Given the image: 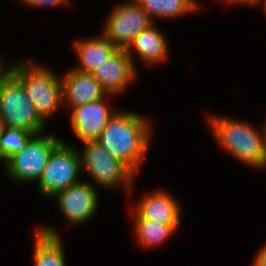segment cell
<instances>
[{
    "label": "cell",
    "mask_w": 266,
    "mask_h": 266,
    "mask_svg": "<svg viewBox=\"0 0 266 266\" xmlns=\"http://www.w3.org/2000/svg\"><path fill=\"white\" fill-rule=\"evenodd\" d=\"M150 132L149 123L140 115L116 111L97 141L136 173L145 159Z\"/></svg>",
    "instance_id": "6da1fadb"
},
{
    "label": "cell",
    "mask_w": 266,
    "mask_h": 266,
    "mask_svg": "<svg viewBox=\"0 0 266 266\" xmlns=\"http://www.w3.org/2000/svg\"><path fill=\"white\" fill-rule=\"evenodd\" d=\"M210 125L220 145L248 165L266 166V125L259 133L250 125L222 117H209Z\"/></svg>",
    "instance_id": "7a4b0ae2"
},
{
    "label": "cell",
    "mask_w": 266,
    "mask_h": 266,
    "mask_svg": "<svg viewBox=\"0 0 266 266\" xmlns=\"http://www.w3.org/2000/svg\"><path fill=\"white\" fill-rule=\"evenodd\" d=\"M7 70L22 84L27 99L44 121L63 104L61 79L48 68L31 66L26 60Z\"/></svg>",
    "instance_id": "3957f363"
},
{
    "label": "cell",
    "mask_w": 266,
    "mask_h": 266,
    "mask_svg": "<svg viewBox=\"0 0 266 266\" xmlns=\"http://www.w3.org/2000/svg\"><path fill=\"white\" fill-rule=\"evenodd\" d=\"M0 119L6 128L28 131L33 135L41 134L45 125L27 99L22 84L7 69L0 76Z\"/></svg>",
    "instance_id": "277c9868"
},
{
    "label": "cell",
    "mask_w": 266,
    "mask_h": 266,
    "mask_svg": "<svg viewBox=\"0 0 266 266\" xmlns=\"http://www.w3.org/2000/svg\"><path fill=\"white\" fill-rule=\"evenodd\" d=\"M83 143L81 168L90 173L96 183L110 188L120 183L125 189L131 188L135 173L126 164L113 157L97 140Z\"/></svg>",
    "instance_id": "5b68a950"
},
{
    "label": "cell",
    "mask_w": 266,
    "mask_h": 266,
    "mask_svg": "<svg viewBox=\"0 0 266 266\" xmlns=\"http://www.w3.org/2000/svg\"><path fill=\"white\" fill-rule=\"evenodd\" d=\"M62 142L53 135H33L25 147L5 161L8 174L17 181H39L53 150Z\"/></svg>",
    "instance_id": "8992f818"
},
{
    "label": "cell",
    "mask_w": 266,
    "mask_h": 266,
    "mask_svg": "<svg viewBox=\"0 0 266 266\" xmlns=\"http://www.w3.org/2000/svg\"><path fill=\"white\" fill-rule=\"evenodd\" d=\"M81 169L80 154L62 141L53 150L45 165L38 181L39 191L43 196H55L80 181L78 173Z\"/></svg>",
    "instance_id": "52a82bcc"
},
{
    "label": "cell",
    "mask_w": 266,
    "mask_h": 266,
    "mask_svg": "<svg viewBox=\"0 0 266 266\" xmlns=\"http://www.w3.org/2000/svg\"><path fill=\"white\" fill-rule=\"evenodd\" d=\"M106 23L103 35L118 49H126L136 35L153 25L136 0L117 5Z\"/></svg>",
    "instance_id": "ba28073f"
},
{
    "label": "cell",
    "mask_w": 266,
    "mask_h": 266,
    "mask_svg": "<svg viewBox=\"0 0 266 266\" xmlns=\"http://www.w3.org/2000/svg\"><path fill=\"white\" fill-rule=\"evenodd\" d=\"M54 197H57L60 211L73 224L87 221L97 210L98 194L87 182L79 181Z\"/></svg>",
    "instance_id": "9c48e42d"
},
{
    "label": "cell",
    "mask_w": 266,
    "mask_h": 266,
    "mask_svg": "<svg viewBox=\"0 0 266 266\" xmlns=\"http://www.w3.org/2000/svg\"><path fill=\"white\" fill-rule=\"evenodd\" d=\"M103 100L72 109L71 125L80 141L97 140L107 126L108 120L115 114V111H111Z\"/></svg>",
    "instance_id": "30bf717a"
},
{
    "label": "cell",
    "mask_w": 266,
    "mask_h": 266,
    "mask_svg": "<svg viewBox=\"0 0 266 266\" xmlns=\"http://www.w3.org/2000/svg\"><path fill=\"white\" fill-rule=\"evenodd\" d=\"M125 49H118L91 73L108 94L118 93L132 81L135 68Z\"/></svg>",
    "instance_id": "8fae6325"
},
{
    "label": "cell",
    "mask_w": 266,
    "mask_h": 266,
    "mask_svg": "<svg viewBox=\"0 0 266 266\" xmlns=\"http://www.w3.org/2000/svg\"><path fill=\"white\" fill-rule=\"evenodd\" d=\"M63 100L71 104V108L103 99L107 92L91 73L70 70L62 78Z\"/></svg>",
    "instance_id": "7c38bea8"
},
{
    "label": "cell",
    "mask_w": 266,
    "mask_h": 266,
    "mask_svg": "<svg viewBox=\"0 0 266 266\" xmlns=\"http://www.w3.org/2000/svg\"><path fill=\"white\" fill-rule=\"evenodd\" d=\"M136 212L141 218L160 224H180V208L168 193L156 191L142 198Z\"/></svg>",
    "instance_id": "4fadbf2b"
},
{
    "label": "cell",
    "mask_w": 266,
    "mask_h": 266,
    "mask_svg": "<svg viewBox=\"0 0 266 266\" xmlns=\"http://www.w3.org/2000/svg\"><path fill=\"white\" fill-rule=\"evenodd\" d=\"M165 39L164 35L151 25L136 35L125 50L131 57V50L135 48L137 55L147 64L160 63L166 60L168 54L167 40Z\"/></svg>",
    "instance_id": "5bb4252c"
},
{
    "label": "cell",
    "mask_w": 266,
    "mask_h": 266,
    "mask_svg": "<svg viewBox=\"0 0 266 266\" xmlns=\"http://www.w3.org/2000/svg\"><path fill=\"white\" fill-rule=\"evenodd\" d=\"M74 45L81 61L80 66L74 69L86 73H92L118 50L104 35L97 39L75 41Z\"/></svg>",
    "instance_id": "9a60e30c"
},
{
    "label": "cell",
    "mask_w": 266,
    "mask_h": 266,
    "mask_svg": "<svg viewBox=\"0 0 266 266\" xmlns=\"http://www.w3.org/2000/svg\"><path fill=\"white\" fill-rule=\"evenodd\" d=\"M36 232L34 260L35 266H65L62 242L50 227H40Z\"/></svg>",
    "instance_id": "2e32d148"
},
{
    "label": "cell",
    "mask_w": 266,
    "mask_h": 266,
    "mask_svg": "<svg viewBox=\"0 0 266 266\" xmlns=\"http://www.w3.org/2000/svg\"><path fill=\"white\" fill-rule=\"evenodd\" d=\"M153 21V16L174 18L198 9L195 0H136ZM198 7V8H197Z\"/></svg>",
    "instance_id": "e0dca14e"
},
{
    "label": "cell",
    "mask_w": 266,
    "mask_h": 266,
    "mask_svg": "<svg viewBox=\"0 0 266 266\" xmlns=\"http://www.w3.org/2000/svg\"><path fill=\"white\" fill-rule=\"evenodd\" d=\"M135 228L139 243L143 247H152L165 241L175 232L179 224H158L135 214Z\"/></svg>",
    "instance_id": "ac0fdd59"
},
{
    "label": "cell",
    "mask_w": 266,
    "mask_h": 266,
    "mask_svg": "<svg viewBox=\"0 0 266 266\" xmlns=\"http://www.w3.org/2000/svg\"><path fill=\"white\" fill-rule=\"evenodd\" d=\"M32 136L28 131L5 127L0 139V159H4L5 163L9 157L21 151Z\"/></svg>",
    "instance_id": "d6986e66"
},
{
    "label": "cell",
    "mask_w": 266,
    "mask_h": 266,
    "mask_svg": "<svg viewBox=\"0 0 266 266\" xmlns=\"http://www.w3.org/2000/svg\"><path fill=\"white\" fill-rule=\"evenodd\" d=\"M25 3L33 6H55V5H67L68 0H23Z\"/></svg>",
    "instance_id": "ffe728a7"
},
{
    "label": "cell",
    "mask_w": 266,
    "mask_h": 266,
    "mask_svg": "<svg viewBox=\"0 0 266 266\" xmlns=\"http://www.w3.org/2000/svg\"><path fill=\"white\" fill-rule=\"evenodd\" d=\"M252 266H266V245L258 252Z\"/></svg>",
    "instance_id": "44dd1931"
},
{
    "label": "cell",
    "mask_w": 266,
    "mask_h": 266,
    "mask_svg": "<svg viewBox=\"0 0 266 266\" xmlns=\"http://www.w3.org/2000/svg\"><path fill=\"white\" fill-rule=\"evenodd\" d=\"M227 2H237V3H243V4H246V5H248V4H257V3H259V2H262V0H227Z\"/></svg>",
    "instance_id": "7402d4cb"
},
{
    "label": "cell",
    "mask_w": 266,
    "mask_h": 266,
    "mask_svg": "<svg viewBox=\"0 0 266 266\" xmlns=\"http://www.w3.org/2000/svg\"><path fill=\"white\" fill-rule=\"evenodd\" d=\"M4 129H5L4 123L0 119V139L2 137Z\"/></svg>",
    "instance_id": "603a6c76"
},
{
    "label": "cell",
    "mask_w": 266,
    "mask_h": 266,
    "mask_svg": "<svg viewBox=\"0 0 266 266\" xmlns=\"http://www.w3.org/2000/svg\"><path fill=\"white\" fill-rule=\"evenodd\" d=\"M2 64L0 63V76L5 72V70L3 71L2 69L3 68H1L2 66H1Z\"/></svg>",
    "instance_id": "cb8c5ba5"
},
{
    "label": "cell",
    "mask_w": 266,
    "mask_h": 266,
    "mask_svg": "<svg viewBox=\"0 0 266 266\" xmlns=\"http://www.w3.org/2000/svg\"><path fill=\"white\" fill-rule=\"evenodd\" d=\"M263 1H264V3H265L264 6H265V10H266V0H263Z\"/></svg>",
    "instance_id": "d4e9b609"
}]
</instances>
